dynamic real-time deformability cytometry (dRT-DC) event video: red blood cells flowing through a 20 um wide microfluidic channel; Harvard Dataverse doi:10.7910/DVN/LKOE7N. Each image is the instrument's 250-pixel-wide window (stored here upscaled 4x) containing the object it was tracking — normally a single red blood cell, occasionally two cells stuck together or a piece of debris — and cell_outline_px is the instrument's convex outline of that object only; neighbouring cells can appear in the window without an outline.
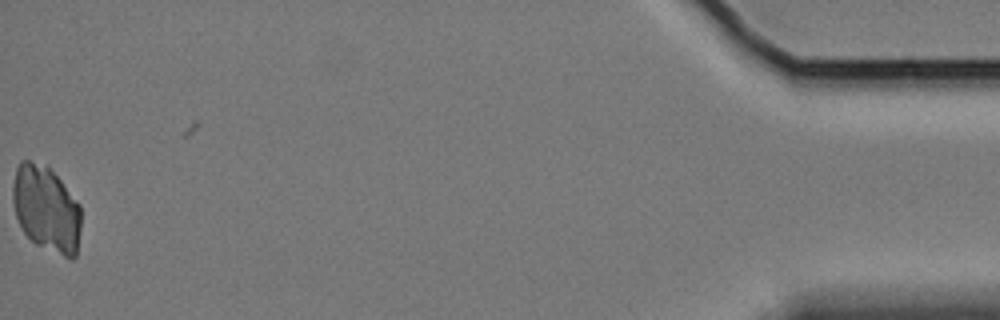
{"species": "Egyptian fruit bat (a non-hibernating species)", "species_latin": "Rousettus aegyptiacus", "temperature_condition": "cold", "stored_images_in_passage": 44, "camera_frame_rate_fps": 3000, "um_per_image_px": 0.085, "animal": {"sex": "female"}, "frame": {"image": 1, "passage_image": 43, "time_ms": 14.0, "image_size_px": [1000, 320], "cell_outline_px": [[80, 228], [76, 256], [72, 260], [68, 260], [36, 244], [24, 232], [16, 216], [12, 200], [12, 188], [16, 168], [20, 160], [28, 160], [48, 164], [80, 204]], "centroid_in_image_um": [3.94, 17.74], "position_along_channel_um": 431.3, "area_um2": 34.74}}